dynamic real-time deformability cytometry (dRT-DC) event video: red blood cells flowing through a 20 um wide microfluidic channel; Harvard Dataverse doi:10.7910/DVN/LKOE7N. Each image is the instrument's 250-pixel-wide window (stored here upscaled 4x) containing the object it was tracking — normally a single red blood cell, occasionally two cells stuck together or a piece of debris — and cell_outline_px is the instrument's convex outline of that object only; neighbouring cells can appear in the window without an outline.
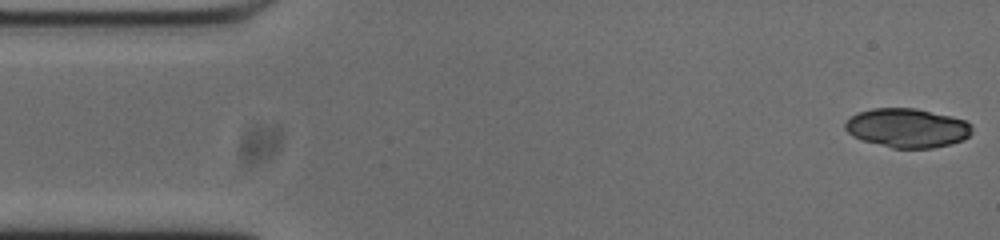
{"species": "common noctule bat (a hibernating species)", "species_latin": "Nyctalus noctula", "temperature_condition": "cold", "stored_images_in_passage": 52, "camera_frame_rate_fps": 3000, "um_per_image_px": 0.085, "animal": {"sex": "male", "body_mass_g": 20.0, "forearm_length_mm": 53.3}, "frame": {"image": 1, "passage_image": 1, "time_ms": 0.0, "image_size_px": [1000, 240], "cell_outline_px": [[972, 132], [964, 140], [932, 148], [892, 148], [864, 140], [852, 136], [844, 128], [844, 124], [856, 112], [872, 108], [916, 108], [952, 116], [964, 120], [972, 124]], "centroid_in_image_um": [77.12, 10.86], "position_along_channel_um": 7.9, "area_um2": 28.96}}